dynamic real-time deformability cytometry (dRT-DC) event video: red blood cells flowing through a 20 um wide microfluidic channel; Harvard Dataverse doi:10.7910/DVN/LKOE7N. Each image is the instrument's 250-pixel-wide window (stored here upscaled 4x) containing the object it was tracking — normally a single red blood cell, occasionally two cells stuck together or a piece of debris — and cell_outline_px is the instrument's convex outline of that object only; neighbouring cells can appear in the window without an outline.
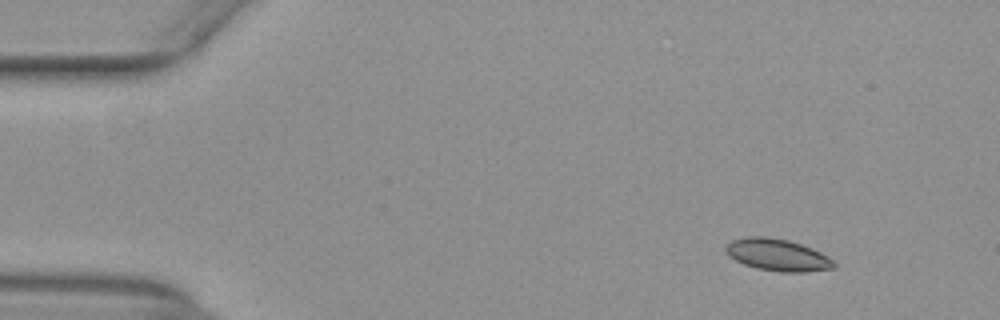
{"species": "common noctule bat (a hibernating species)", "species_latin": "Nyctalus noctula", "temperature_condition": "warm", "stored_images_in_passage": 48, "camera_frame_rate_fps": 3000, "um_per_image_px": 0.085, "animal": {"sex": "female", "body_mass_g": 29.2, "forearm_length_mm": 56.3}, "frame": {"image": 1, "passage_image": 1, "time_ms": 0.0, "image_size_px": [1000, 320], "cell_outline_px": [[836, 268], [804, 272], [780, 272], [756, 268], [744, 264], [728, 256], [724, 248], [732, 240], [748, 236], [768, 236], [788, 240], [812, 248], [828, 256], [836, 264]], "centroid_in_image_um": [66.09, 21.67], "position_along_channel_um": 18.9, "area_um2": 20.23}}
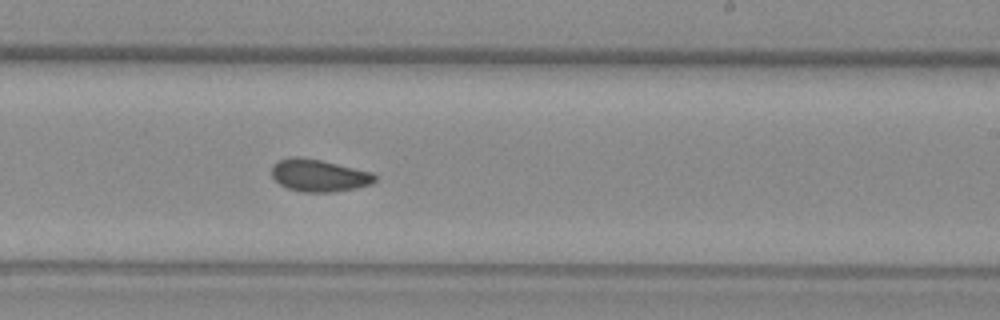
{"frame": {"image": 2, "passage_image": 27, "time_ms": 8.667, "image_size_px": [1000, 320], "cell_outline_px": [[376, 180], [372, 184], [356, 188], [332, 192], [304, 192], [288, 188], [280, 184], [272, 176], [272, 164], [288, 156], [300, 156], [320, 160], [372, 172], [376, 176]], "centroid_in_image_um": [27.1, 14.9], "position_along_channel_um": 261.9, "area_um2": 19.42}}
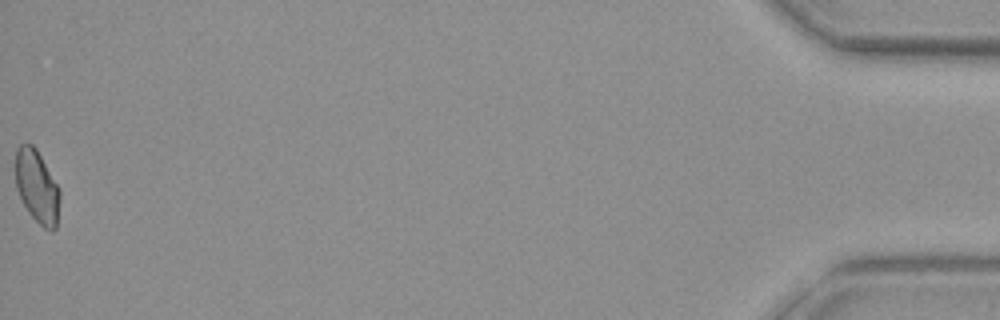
{"frame": {"image": 3, "passage_image": 48, "time_ms": 15.667, "image_size_px": [1000, 320], "cell_outline_px": [[60, 200], [56, 228], [52, 232], [44, 228], [28, 212], [20, 200], [16, 188], [16, 148], [20, 144], [32, 144], [36, 148], [60, 188]], "centroid_in_image_um": [3.15, 15.88], "position_along_channel_um": 432.1, "area_um2": 19.02}, "authors_computed_cell_mechanics": {"area_um2": 19.652, "velocity_mm_per_s": 3.9418, "shape_relaxation_time_tau1_ms": null, "shape_relaxation_time_tau2_ms": 2.559, "deformation_change_tau1": null, "deformation_change_tau2": 0.0616}}